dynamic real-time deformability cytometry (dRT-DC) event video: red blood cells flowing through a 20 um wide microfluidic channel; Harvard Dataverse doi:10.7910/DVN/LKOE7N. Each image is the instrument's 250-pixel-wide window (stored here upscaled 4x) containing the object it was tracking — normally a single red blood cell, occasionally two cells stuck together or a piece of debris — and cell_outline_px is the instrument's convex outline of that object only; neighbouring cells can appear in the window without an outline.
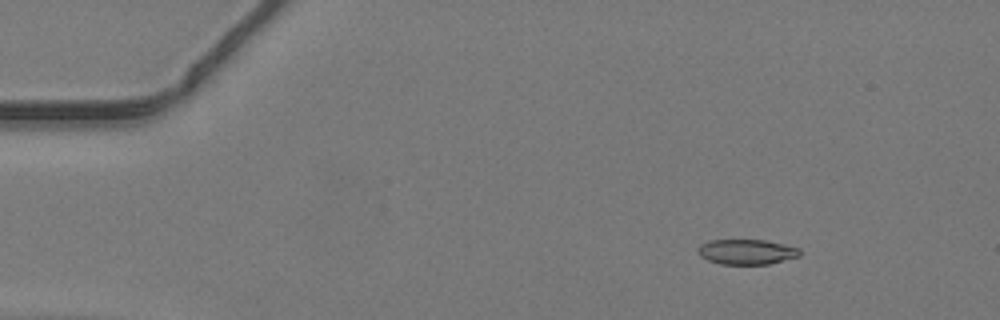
{"species": "common noctule bat (a hibernating species)", "species_latin": "Nyctalus noctula", "temperature_condition": "warm", "stored_images_in_passage": 47, "camera_frame_rate_fps": 3000, "um_per_image_px": 0.085, "animal": {"sex": "male", "body_mass_g": 19.2, "forearm_length_mm": 51.8}, "frame": {"image": 1, "passage_image": 6, "time_ms": 1.667, "image_size_px": [1000, 320], "cell_outline_px": [[800, 256], [768, 264], [720, 264], [708, 260], [700, 256], [696, 248], [700, 244], [708, 240], [764, 240], [784, 244], [800, 248]], "centroid_in_image_um": [63.44, 21.4], "position_along_channel_um": 21.6, "area_um2": 14.97}}
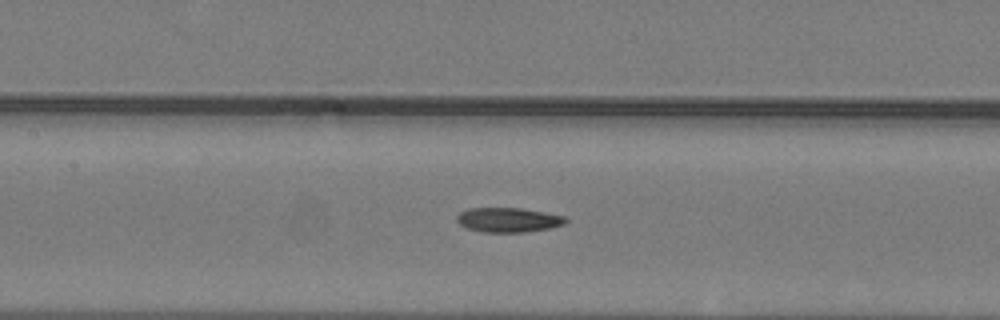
{"frame": {"image": 2, "passage_image": 22, "time_ms": 7.0, "image_size_px": [1000, 320], "cell_outline_px": [[568, 220], [564, 224], [548, 228], [524, 232], [484, 232], [464, 228], [456, 220], [456, 216], [460, 212], [468, 208], [520, 208], [544, 212], [564, 216]], "centroid_in_image_um": [43.16, 18.69], "position_along_channel_um": 164.2, "area_um2": 15.55}}
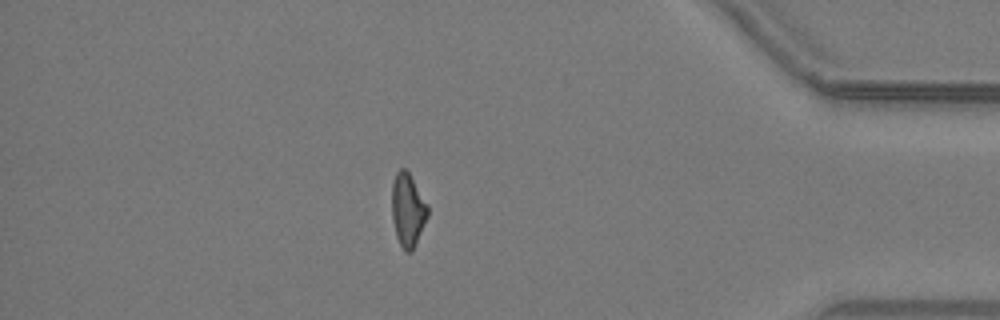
{"frame": {"image": 3, "passage_image": 41, "time_ms": 13.333, "image_size_px": [1000, 320], "cell_outline_px": [[428, 216], [416, 244], [412, 252], [404, 252], [396, 236], [392, 220], [392, 184], [396, 172], [400, 168], [404, 168], [408, 172], [428, 204]], "centroid_in_image_um": [34.66, 17.87], "position_along_channel_um": 400.5, "area_um2": 15.37}}